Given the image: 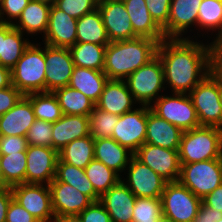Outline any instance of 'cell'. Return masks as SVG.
<instances>
[{"instance_id":"db71d44e","label":"cell","mask_w":222,"mask_h":222,"mask_svg":"<svg viewBox=\"0 0 222 222\" xmlns=\"http://www.w3.org/2000/svg\"><path fill=\"white\" fill-rule=\"evenodd\" d=\"M11 85V70L0 65V89Z\"/></svg>"},{"instance_id":"681fc988","label":"cell","mask_w":222,"mask_h":222,"mask_svg":"<svg viewBox=\"0 0 222 222\" xmlns=\"http://www.w3.org/2000/svg\"><path fill=\"white\" fill-rule=\"evenodd\" d=\"M220 219H222V212L201 202L197 216L193 222H217Z\"/></svg>"},{"instance_id":"5bb4252c","label":"cell","mask_w":222,"mask_h":222,"mask_svg":"<svg viewBox=\"0 0 222 222\" xmlns=\"http://www.w3.org/2000/svg\"><path fill=\"white\" fill-rule=\"evenodd\" d=\"M25 184L49 185L55 178L58 152L54 148L28 145Z\"/></svg>"},{"instance_id":"f5cc1de1","label":"cell","mask_w":222,"mask_h":222,"mask_svg":"<svg viewBox=\"0 0 222 222\" xmlns=\"http://www.w3.org/2000/svg\"><path fill=\"white\" fill-rule=\"evenodd\" d=\"M213 68H222V34L212 40Z\"/></svg>"},{"instance_id":"d6a6232c","label":"cell","mask_w":222,"mask_h":222,"mask_svg":"<svg viewBox=\"0 0 222 222\" xmlns=\"http://www.w3.org/2000/svg\"><path fill=\"white\" fill-rule=\"evenodd\" d=\"M107 45L94 43H75L69 49L74 66L103 71Z\"/></svg>"},{"instance_id":"11a10c76","label":"cell","mask_w":222,"mask_h":222,"mask_svg":"<svg viewBox=\"0 0 222 222\" xmlns=\"http://www.w3.org/2000/svg\"><path fill=\"white\" fill-rule=\"evenodd\" d=\"M54 222H83L79 215H67L55 218Z\"/></svg>"},{"instance_id":"9a60e30c","label":"cell","mask_w":222,"mask_h":222,"mask_svg":"<svg viewBox=\"0 0 222 222\" xmlns=\"http://www.w3.org/2000/svg\"><path fill=\"white\" fill-rule=\"evenodd\" d=\"M45 61V92L68 86L75 67L70 49L45 44Z\"/></svg>"},{"instance_id":"ac0fdd59","label":"cell","mask_w":222,"mask_h":222,"mask_svg":"<svg viewBox=\"0 0 222 222\" xmlns=\"http://www.w3.org/2000/svg\"><path fill=\"white\" fill-rule=\"evenodd\" d=\"M49 187L55 218L79 215L93 202L87 195L64 182H58L53 179Z\"/></svg>"},{"instance_id":"7dc6e473","label":"cell","mask_w":222,"mask_h":222,"mask_svg":"<svg viewBox=\"0 0 222 222\" xmlns=\"http://www.w3.org/2000/svg\"><path fill=\"white\" fill-rule=\"evenodd\" d=\"M23 96L13 85L0 89V116L10 110Z\"/></svg>"},{"instance_id":"d590c367","label":"cell","mask_w":222,"mask_h":222,"mask_svg":"<svg viewBox=\"0 0 222 222\" xmlns=\"http://www.w3.org/2000/svg\"><path fill=\"white\" fill-rule=\"evenodd\" d=\"M197 28L215 32L213 38L222 34V0H202L198 10ZM218 32V33H216Z\"/></svg>"},{"instance_id":"7c38bea8","label":"cell","mask_w":222,"mask_h":222,"mask_svg":"<svg viewBox=\"0 0 222 222\" xmlns=\"http://www.w3.org/2000/svg\"><path fill=\"white\" fill-rule=\"evenodd\" d=\"M126 170H128L127 179L123 177L121 181L136 197L161 198L168 181L139 161L134 155Z\"/></svg>"},{"instance_id":"94428289","label":"cell","mask_w":222,"mask_h":222,"mask_svg":"<svg viewBox=\"0 0 222 222\" xmlns=\"http://www.w3.org/2000/svg\"><path fill=\"white\" fill-rule=\"evenodd\" d=\"M213 71L222 80V68H213Z\"/></svg>"},{"instance_id":"484cf974","label":"cell","mask_w":222,"mask_h":222,"mask_svg":"<svg viewBox=\"0 0 222 222\" xmlns=\"http://www.w3.org/2000/svg\"><path fill=\"white\" fill-rule=\"evenodd\" d=\"M134 154L112 138L94 139V158L122 176Z\"/></svg>"},{"instance_id":"bcb514c9","label":"cell","mask_w":222,"mask_h":222,"mask_svg":"<svg viewBox=\"0 0 222 222\" xmlns=\"http://www.w3.org/2000/svg\"><path fill=\"white\" fill-rule=\"evenodd\" d=\"M28 143L22 136H0V155L26 151Z\"/></svg>"},{"instance_id":"b9f144b4","label":"cell","mask_w":222,"mask_h":222,"mask_svg":"<svg viewBox=\"0 0 222 222\" xmlns=\"http://www.w3.org/2000/svg\"><path fill=\"white\" fill-rule=\"evenodd\" d=\"M99 0H56L55 6L69 16L79 19L83 15L90 13L98 8Z\"/></svg>"},{"instance_id":"603a6c76","label":"cell","mask_w":222,"mask_h":222,"mask_svg":"<svg viewBox=\"0 0 222 222\" xmlns=\"http://www.w3.org/2000/svg\"><path fill=\"white\" fill-rule=\"evenodd\" d=\"M90 135L89 116L63 115L52 123V148L57 152L75 139Z\"/></svg>"},{"instance_id":"e575fe53","label":"cell","mask_w":222,"mask_h":222,"mask_svg":"<svg viewBox=\"0 0 222 222\" xmlns=\"http://www.w3.org/2000/svg\"><path fill=\"white\" fill-rule=\"evenodd\" d=\"M25 96L31 101L36 119L54 123L63 116L53 92L30 93Z\"/></svg>"},{"instance_id":"1f68e13d","label":"cell","mask_w":222,"mask_h":222,"mask_svg":"<svg viewBox=\"0 0 222 222\" xmlns=\"http://www.w3.org/2000/svg\"><path fill=\"white\" fill-rule=\"evenodd\" d=\"M62 162L85 169L94 159V138L91 135L75 139L58 152Z\"/></svg>"},{"instance_id":"8fae6325","label":"cell","mask_w":222,"mask_h":222,"mask_svg":"<svg viewBox=\"0 0 222 222\" xmlns=\"http://www.w3.org/2000/svg\"><path fill=\"white\" fill-rule=\"evenodd\" d=\"M149 109L150 106L140 105L138 108L120 115L115 124L112 139L133 154L145 143Z\"/></svg>"},{"instance_id":"4316f807","label":"cell","mask_w":222,"mask_h":222,"mask_svg":"<svg viewBox=\"0 0 222 222\" xmlns=\"http://www.w3.org/2000/svg\"><path fill=\"white\" fill-rule=\"evenodd\" d=\"M50 7L49 4L30 0L18 20L12 24L13 27L32 38L39 33L44 37L48 28Z\"/></svg>"},{"instance_id":"816d5d0a","label":"cell","mask_w":222,"mask_h":222,"mask_svg":"<svg viewBox=\"0 0 222 222\" xmlns=\"http://www.w3.org/2000/svg\"><path fill=\"white\" fill-rule=\"evenodd\" d=\"M12 199L11 187L0 190V222L6 221L7 210Z\"/></svg>"},{"instance_id":"7bdbcfd3","label":"cell","mask_w":222,"mask_h":222,"mask_svg":"<svg viewBox=\"0 0 222 222\" xmlns=\"http://www.w3.org/2000/svg\"><path fill=\"white\" fill-rule=\"evenodd\" d=\"M29 1L30 0H1L0 16L3 24H14Z\"/></svg>"},{"instance_id":"30bf717a","label":"cell","mask_w":222,"mask_h":222,"mask_svg":"<svg viewBox=\"0 0 222 222\" xmlns=\"http://www.w3.org/2000/svg\"><path fill=\"white\" fill-rule=\"evenodd\" d=\"M13 199L39 222H54L51 191L46 184H17L11 187Z\"/></svg>"},{"instance_id":"6125c7cd","label":"cell","mask_w":222,"mask_h":222,"mask_svg":"<svg viewBox=\"0 0 222 222\" xmlns=\"http://www.w3.org/2000/svg\"><path fill=\"white\" fill-rule=\"evenodd\" d=\"M220 102L222 104V80L220 79Z\"/></svg>"},{"instance_id":"91938a15","label":"cell","mask_w":222,"mask_h":222,"mask_svg":"<svg viewBox=\"0 0 222 222\" xmlns=\"http://www.w3.org/2000/svg\"><path fill=\"white\" fill-rule=\"evenodd\" d=\"M34 1L46 3V4H49L50 6H53L56 2V0H34Z\"/></svg>"},{"instance_id":"cb8c5ba5","label":"cell","mask_w":222,"mask_h":222,"mask_svg":"<svg viewBox=\"0 0 222 222\" xmlns=\"http://www.w3.org/2000/svg\"><path fill=\"white\" fill-rule=\"evenodd\" d=\"M129 14L134 34L157 40L159 43L166 39L163 29L151 17L145 0H122Z\"/></svg>"},{"instance_id":"2e32d148","label":"cell","mask_w":222,"mask_h":222,"mask_svg":"<svg viewBox=\"0 0 222 222\" xmlns=\"http://www.w3.org/2000/svg\"><path fill=\"white\" fill-rule=\"evenodd\" d=\"M98 9L110 42L137 38L122 0H99Z\"/></svg>"},{"instance_id":"836d02e7","label":"cell","mask_w":222,"mask_h":222,"mask_svg":"<svg viewBox=\"0 0 222 222\" xmlns=\"http://www.w3.org/2000/svg\"><path fill=\"white\" fill-rule=\"evenodd\" d=\"M24 33L13 27L4 38L0 53V65L10 70L23 55L31 41L24 37Z\"/></svg>"},{"instance_id":"8d00e7d4","label":"cell","mask_w":222,"mask_h":222,"mask_svg":"<svg viewBox=\"0 0 222 222\" xmlns=\"http://www.w3.org/2000/svg\"><path fill=\"white\" fill-rule=\"evenodd\" d=\"M84 171L100 196L116 185L122 178L117 172L95 158L85 167Z\"/></svg>"},{"instance_id":"f6af8a7d","label":"cell","mask_w":222,"mask_h":222,"mask_svg":"<svg viewBox=\"0 0 222 222\" xmlns=\"http://www.w3.org/2000/svg\"><path fill=\"white\" fill-rule=\"evenodd\" d=\"M79 216L83 222H111L110 215L99 202H92Z\"/></svg>"},{"instance_id":"60d3db41","label":"cell","mask_w":222,"mask_h":222,"mask_svg":"<svg viewBox=\"0 0 222 222\" xmlns=\"http://www.w3.org/2000/svg\"><path fill=\"white\" fill-rule=\"evenodd\" d=\"M28 145L52 148V123L36 119L26 135Z\"/></svg>"},{"instance_id":"7402d4cb","label":"cell","mask_w":222,"mask_h":222,"mask_svg":"<svg viewBox=\"0 0 222 222\" xmlns=\"http://www.w3.org/2000/svg\"><path fill=\"white\" fill-rule=\"evenodd\" d=\"M35 120L31 101L24 95L10 110L0 116V136L26 137Z\"/></svg>"},{"instance_id":"277c9868","label":"cell","mask_w":222,"mask_h":222,"mask_svg":"<svg viewBox=\"0 0 222 222\" xmlns=\"http://www.w3.org/2000/svg\"><path fill=\"white\" fill-rule=\"evenodd\" d=\"M33 42L11 69V84L23 95L45 92V44Z\"/></svg>"},{"instance_id":"7a4b0ae2","label":"cell","mask_w":222,"mask_h":222,"mask_svg":"<svg viewBox=\"0 0 222 222\" xmlns=\"http://www.w3.org/2000/svg\"><path fill=\"white\" fill-rule=\"evenodd\" d=\"M159 42L145 37L110 42L103 72L108 79L125 80L157 55Z\"/></svg>"},{"instance_id":"6f0895ef","label":"cell","mask_w":222,"mask_h":222,"mask_svg":"<svg viewBox=\"0 0 222 222\" xmlns=\"http://www.w3.org/2000/svg\"><path fill=\"white\" fill-rule=\"evenodd\" d=\"M5 188H9V186L5 183L3 179V174H2L1 166H0V190H3Z\"/></svg>"},{"instance_id":"ee69618b","label":"cell","mask_w":222,"mask_h":222,"mask_svg":"<svg viewBox=\"0 0 222 222\" xmlns=\"http://www.w3.org/2000/svg\"><path fill=\"white\" fill-rule=\"evenodd\" d=\"M145 2L151 17L163 28L168 22L171 0H145Z\"/></svg>"},{"instance_id":"d4e9b609","label":"cell","mask_w":222,"mask_h":222,"mask_svg":"<svg viewBox=\"0 0 222 222\" xmlns=\"http://www.w3.org/2000/svg\"><path fill=\"white\" fill-rule=\"evenodd\" d=\"M182 133L179 127L158 117L151 109L147 111L145 143L168 149H179Z\"/></svg>"},{"instance_id":"5b68a950","label":"cell","mask_w":222,"mask_h":222,"mask_svg":"<svg viewBox=\"0 0 222 222\" xmlns=\"http://www.w3.org/2000/svg\"><path fill=\"white\" fill-rule=\"evenodd\" d=\"M139 105L151 106L165 91L164 69L158 55L124 80ZM160 92V94H159Z\"/></svg>"},{"instance_id":"be15d7a7","label":"cell","mask_w":222,"mask_h":222,"mask_svg":"<svg viewBox=\"0 0 222 222\" xmlns=\"http://www.w3.org/2000/svg\"><path fill=\"white\" fill-rule=\"evenodd\" d=\"M1 25H3V22H2V20H1V16H0V26H1Z\"/></svg>"},{"instance_id":"680465c9","label":"cell","mask_w":222,"mask_h":222,"mask_svg":"<svg viewBox=\"0 0 222 222\" xmlns=\"http://www.w3.org/2000/svg\"><path fill=\"white\" fill-rule=\"evenodd\" d=\"M157 222H174L172 219H170L169 217L165 216V215H161Z\"/></svg>"},{"instance_id":"ffe728a7","label":"cell","mask_w":222,"mask_h":222,"mask_svg":"<svg viewBox=\"0 0 222 222\" xmlns=\"http://www.w3.org/2000/svg\"><path fill=\"white\" fill-rule=\"evenodd\" d=\"M136 196L120 180L100 196L99 202L110 215L111 222H132Z\"/></svg>"},{"instance_id":"d6986e66","label":"cell","mask_w":222,"mask_h":222,"mask_svg":"<svg viewBox=\"0 0 222 222\" xmlns=\"http://www.w3.org/2000/svg\"><path fill=\"white\" fill-rule=\"evenodd\" d=\"M77 19L69 16L55 5L50 7L47 31L43 44L51 47L70 48L76 43Z\"/></svg>"},{"instance_id":"f907efd6","label":"cell","mask_w":222,"mask_h":222,"mask_svg":"<svg viewBox=\"0 0 222 222\" xmlns=\"http://www.w3.org/2000/svg\"><path fill=\"white\" fill-rule=\"evenodd\" d=\"M202 202L205 205L222 212V183L214 191L206 195L202 199Z\"/></svg>"},{"instance_id":"4dcf8cb0","label":"cell","mask_w":222,"mask_h":222,"mask_svg":"<svg viewBox=\"0 0 222 222\" xmlns=\"http://www.w3.org/2000/svg\"><path fill=\"white\" fill-rule=\"evenodd\" d=\"M62 109L63 115L89 116L95 107V103L79 90L69 86L61 87L53 91Z\"/></svg>"},{"instance_id":"8992f818","label":"cell","mask_w":222,"mask_h":222,"mask_svg":"<svg viewBox=\"0 0 222 222\" xmlns=\"http://www.w3.org/2000/svg\"><path fill=\"white\" fill-rule=\"evenodd\" d=\"M200 126L222 128V104L220 102V78L210 72L189 93Z\"/></svg>"},{"instance_id":"f35d334b","label":"cell","mask_w":222,"mask_h":222,"mask_svg":"<svg viewBox=\"0 0 222 222\" xmlns=\"http://www.w3.org/2000/svg\"><path fill=\"white\" fill-rule=\"evenodd\" d=\"M118 119V115L102 111L95 106L89 115L90 135L94 139L112 138V133Z\"/></svg>"},{"instance_id":"3957f363","label":"cell","mask_w":222,"mask_h":222,"mask_svg":"<svg viewBox=\"0 0 222 222\" xmlns=\"http://www.w3.org/2000/svg\"><path fill=\"white\" fill-rule=\"evenodd\" d=\"M181 164L222 157V128L199 126L183 131L178 149Z\"/></svg>"},{"instance_id":"e0dca14e","label":"cell","mask_w":222,"mask_h":222,"mask_svg":"<svg viewBox=\"0 0 222 222\" xmlns=\"http://www.w3.org/2000/svg\"><path fill=\"white\" fill-rule=\"evenodd\" d=\"M202 0H171L167 24L162 28L165 38H187L190 27L197 28L198 10Z\"/></svg>"},{"instance_id":"52a82bcc","label":"cell","mask_w":222,"mask_h":222,"mask_svg":"<svg viewBox=\"0 0 222 222\" xmlns=\"http://www.w3.org/2000/svg\"><path fill=\"white\" fill-rule=\"evenodd\" d=\"M179 181L195 196L203 199L222 183V157L181 164Z\"/></svg>"},{"instance_id":"c3c4849f","label":"cell","mask_w":222,"mask_h":222,"mask_svg":"<svg viewBox=\"0 0 222 222\" xmlns=\"http://www.w3.org/2000/svg\"><path fill=\"white\" fill-rule=\"evenodd\" d=\"M5 222H39L14 199L11 200Z\"/></svg>"},{"instance_id":"ab89813d","label":"cell","mask_w":222,"mask_h":222,"mask_svg":"<svg viewBox=\"0 0 222 222\" xmlns=\"http://www.w3.org/2000/svg\"><path fill=\"white\" fill-rule=\"evenodd\" d=\"M162 214L161 198L136 197L132 222H157Z\"/></svg>"},{"instance_id":"4fadbf2b","label":"cell","mask_w":222,"mask_h":222,"mask_svg":"<svg viewBox=\"0 0 222 222\" xmlns=\"http://www.w3.org/2000/svg\"><path fill=\"white\" fill-rule=\"evenodd\" d=\"M134 156L166 181L179 180L181 163L178 149H168L144 143L134 153Z\"/></svg>"},{"instance_id":"f1b7e54d","label":"cell","mask_w":222,"mask_h":222,"mask_svg":"<svg viewBox=\"0 0 222 222\" xmlns=\"http://www.w3.org/2000/svg\"><path fill=\"white\" fill-rule=\"evenodd\" d=\"M76 32V43L85 42L97 45L110 43L98 8L77 19Z\"/></svg>"},{"instance_id":"ba28073f","label":"cell","mask_w":222,"mask_h":222,"mask_svg":"<svg viewBox=\"0 0 222 222\" xmlns=\"http://www.w3.org/2000/svg\"><path fill=\"white\" fill-rule=\"evenodd\" d=\"M171 95L162 92L150 106L151 111L182 131L199 127L197 113L189 94L172 93Z\"/></svg>"},{"instance_id":"f546056e","label":"cell","mask_w":222,"mask_h":222,"mask_svg":"<svg viewBox=\"0 0 222 222\" xmlns=\"http://www.w3.org/2000/svg\"><path fill=\"white\" fill-rule=\"evenodd\" d=\"M54 179L58 182L71 185L81 193L87 195L93 202L99 201L100 199V195L95 191L84 169L62 162L59 158Z\"/></svg>"},{"instance_id":"74e56055","label":"cell","mask_w":222,"mask_h":222,"mask_svg":"<svg viewBox=\"0 0 222 222\" xmlns=\"http://www.w3.org/2000/svg\"><path fill=\"white\" fill-rule=\"evenodd\" d=\"M0 166L3 179L9 187L25 183L26 151L0 155Z\"/></svg>"},{"instance_id":"9f6ffc18","label":"cell","mask_w":222,"mask_h":222,"mask_svg":"<svg viewBox=\"0 0 222 222\" xmlns=\"http://www.w3.org/2000/svg\"><path fill=\"white\" fill-rule=\"evenodd\" d=\"M13 28V25L3 24L0 26V53L2 47V38L6 36V34Z\"/></svg>"},{"instance_id":"44dd1931","label":"cell","mask_w":222,"mask_h":222,"mask_svg":"<svg viewBox=\"0 0 222 222\" xmlns=\"http://www.w3.org/2000/svg\"><path fill=\"white\" fill-rule=\"evenodd\" d=\"M134 104L138 105L124 80L108 79L95 106L102 111L120 116L134 110Z\"/></svg>"},{"instance_id":"83f0119b","label":"cell","mask_w":222,"mask_h":222,"mask_svg":"<svg viewBox=\"0 0 222 222\" xmlns=\"http://www.w3.org/2000/svg\"><path fill=\"white\" fill-rule=\"evenodd\" d=\"M107 81L103 71L75 66L68 86L79 90L96 104Z\"/></svg>"},{"instance_id":"6da1fadb","label":"cell","mask_w":222,"mask_h":222,"mask_svg":"<svg viewBox=\"0 0 222 222\" xmlns=\"http://www.w3.org/2000/svg\"><path fill=\"white\" fill-rule=\"evenodd\" d=\"M187 38H166L157 48L164 69L165 88L171 93L189 94L213 71L212 42L203 43L193 35ZM198 41V42H197ZM167 83V84H166Z\"/></svg>"},{"instance_id":"9c48e42d","label":"cell","mask_w":222,"mask_h":222,"mask_svg":"<svg viewBox=\"0 0 222 222\" xmlns=\"http://www.w3.org/2000/svg\"><path fill=\"white\" fill-rule=\"evenodd\" d=\"M201 202L179 180L168 182L161 195L162 213L174 222H193Z\"/></svg>"}]
</instances>
